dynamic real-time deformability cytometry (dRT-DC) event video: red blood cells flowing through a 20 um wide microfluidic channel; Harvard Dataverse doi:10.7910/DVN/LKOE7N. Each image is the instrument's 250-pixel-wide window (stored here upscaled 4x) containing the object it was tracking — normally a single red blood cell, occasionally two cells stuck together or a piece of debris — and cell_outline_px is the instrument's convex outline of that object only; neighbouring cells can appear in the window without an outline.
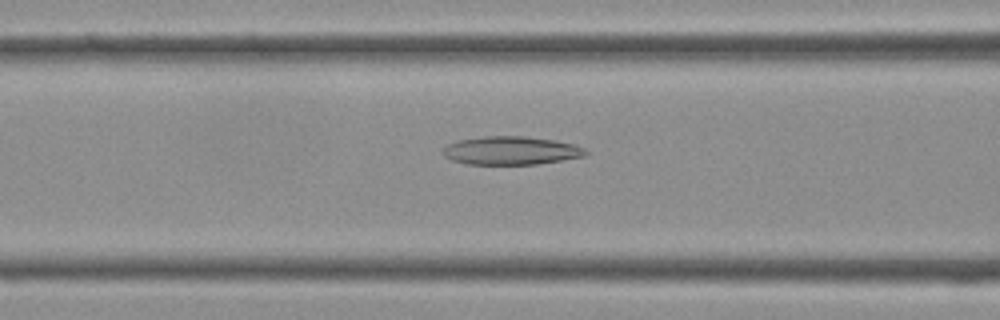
{"species": "Egyptian fruit bat (a non-hibernating species)", "species_latin": "Rousettus aegyptiacus", "temperature_condition": "cold", "stored_images_in_passage": 39, "camera_frame_rate_fps": 3000, "um_per_image_px": 0.085, "frame": {"image": 1, "passage_image": 15, "time_ms": 4.667, "image_size_px": [1000, 320], "cell_outline_px": [[588, 152], [584, 156], [536, 164], [468, 164], [452, 160], [444, 156], [444, 148], [448, 144], [456, 140], [484, 136], [524, 136], [552, 140], [572, 144], [584, 148]], "centroid_in_image_um": [43.4, 12.79], "position_along_channel_um": 123.2, "area_um2": 23.29}}
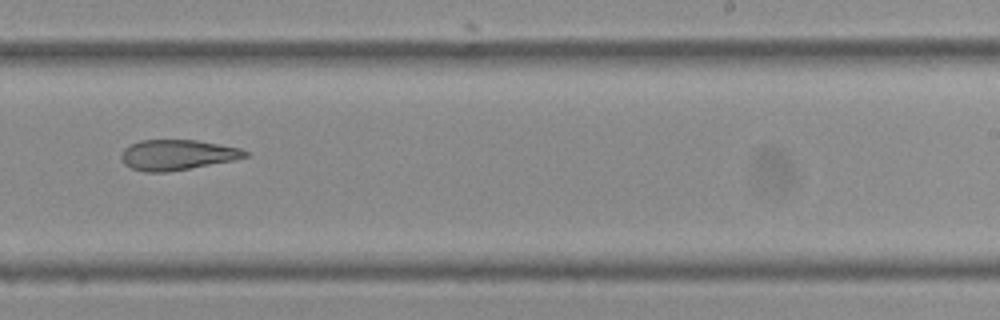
{"frame": {"image": 2, "passage_image": 24, "time_ms": 7.667, "image_size_px": [1000, 320], "cell_outline_px": [[248, 156], [236, 160], [164, 172], [144, 172], [132, 168], [124, 164], [120, 156], [124, 148], [128, 144], [140, 140], [196, 140], [220, 144], [240, 148], [248, 152]], "centroid_in_image_um": [15.04, 13.15], "position_along_channel_um": 274.0, "area_um2": 21.91}}
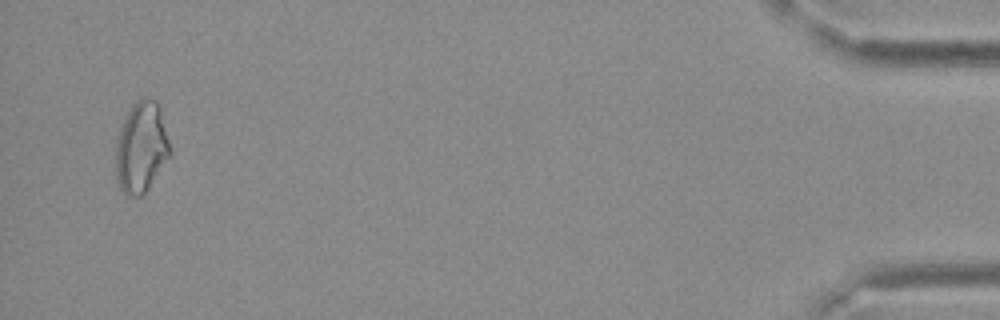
{"frame": {"image": 3, "passage_image": 38, "time_ms": 12.333, "image_size_px": [1000, 320], "cell_outline_px": [[172, 152], [148, 188], [140, 196], [128, 196], [120, 188], [116, 180], [116, 144], [124, 116], [132, 104], [136, 100], [144, 96], [156, 100], [160, 108]], "centroid_in_image_um": [12.0, 12.49], "position_along_channel_um": 423.2, "area_um2": 28.73}}